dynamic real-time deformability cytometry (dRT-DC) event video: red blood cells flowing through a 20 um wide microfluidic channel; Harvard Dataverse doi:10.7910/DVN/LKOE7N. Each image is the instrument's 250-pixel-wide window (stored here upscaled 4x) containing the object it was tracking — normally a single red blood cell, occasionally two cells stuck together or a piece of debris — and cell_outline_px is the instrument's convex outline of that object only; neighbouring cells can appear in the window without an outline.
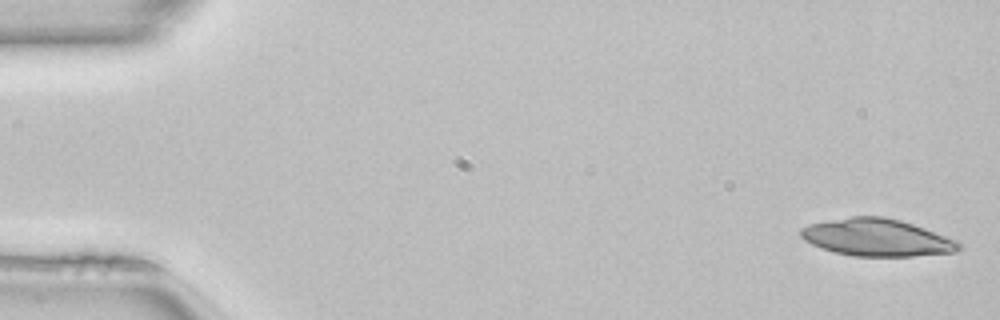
{"species": "common noctule bat (a hibernating species)", "species_latin": "Nyctalus noctula", "temperature_condition": "room temperature", "stored_images_in_passage": 15, "camera_frame_rate_fps": 3000, "um_per_image_px": 0.085, "animal": {"sex": "female", "body_mass_g": 22.7, "forearm_length_mm": 54.2}, "frame": {"image": 1, "passage_image": 1, "time_ms": 0.0, "image_size_px": [1000, 320], "cell_outline_px": [[960, 248], [956, 252], [912, 256], [852, 256], [832, 252], [820, 248], [804, 240], [800, 236], [800, 228], [808, 224], [852, 216], [884, 216], [900, 220], [924, 228], [956, 240], [960, 244]], "centroid_in_image_um": [74.49, 20.19], "position_along_channel_um": 10.5, "area_um2": 34.33}}